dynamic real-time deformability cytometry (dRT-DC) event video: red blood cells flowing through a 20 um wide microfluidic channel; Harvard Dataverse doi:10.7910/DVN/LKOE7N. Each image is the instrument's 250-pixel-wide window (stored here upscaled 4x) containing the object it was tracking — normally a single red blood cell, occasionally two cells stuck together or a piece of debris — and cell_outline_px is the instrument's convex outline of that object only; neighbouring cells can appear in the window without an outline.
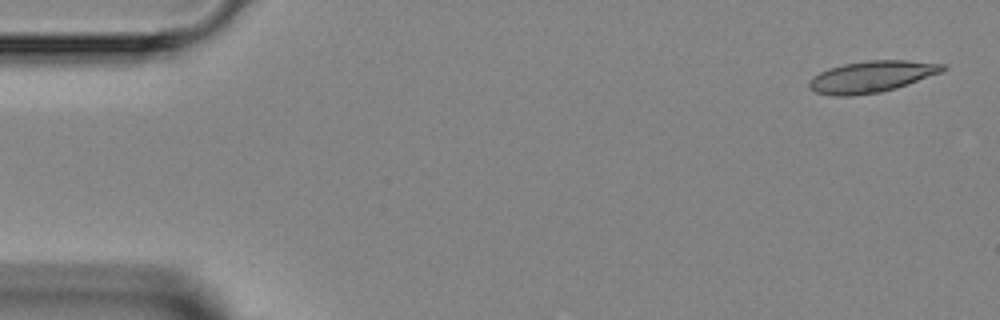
{"species": "Egyptian fruit bat (a non-hibernating species)", "species_latin": "Rousettus aegyptiacus", "temperature_condition": "room temperature", "stored_images_in_passage": 6, "camera_frame_rate_fps": 3000, "um_per_image_px": 0.085, "animal": {"sex": "female"}, "frame": {"image": 1, "passage_image": 1, "time_ms": 0.0, "image_size_px": [1000, 320], "cell_outline_px": [[948, 68], [940, 72], [908, 84], [896, 88], [880, 92], [852, 96], [832, 96], [816, 92], [808, 88], [808, 80], [812, 76], [828, 68], [844, 64], [868, 60], [908, 60], [948, 64]], "centroid_in_image_um": [74.06, 6.51], "position_along_channel_um": 10.9, "area_um2": 24.68}}
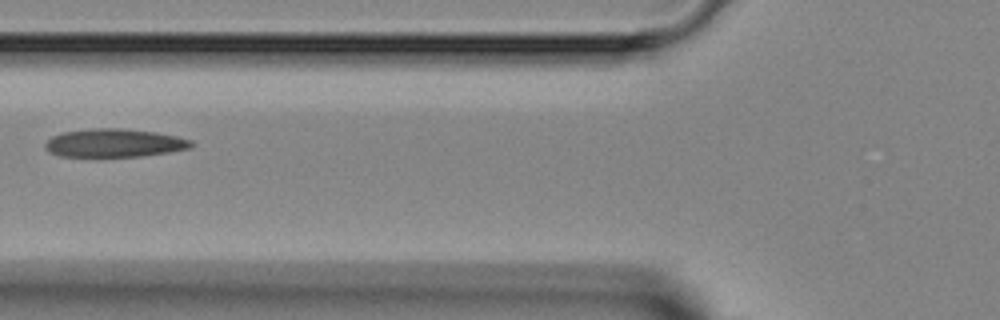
{"frame": {"image": 2, "passage_image": 5, "time_ms": 5.333, "image_size_px": [1000, 320], "cell_outline_px": [[192, 148], [168, 152], [140, 156], [60, 156], [48, 152], [44, 148], [44, 144], [52, 136], [64, 132], [92, 128], [120, 128], [156, 132], [176, 136], [192, 140]], "centroid_in_image_um": [9.7, 12.15], "position_along_channel_um": 116.1, "area_um2": 23.99}}
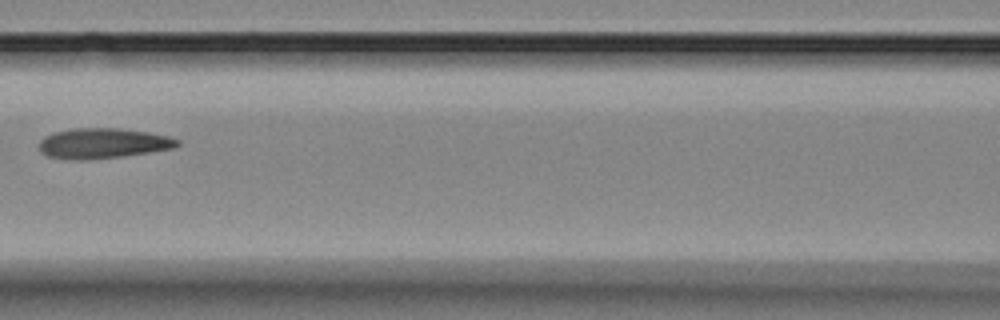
{"frame": {"image": 3, "passage_image": 6, "time_ms": 6.333, "image_size_px": [1000, 320], "cell_outline_px": [[180, 144], [176, 148], [124, 156], [88, 160], [68, 160], [48, 156], [40, 152], [40, 140], [44, 136], [56, 132], [72, 128], [120, 128], [148, 132], [168, 136], [180, 140]], "centroid_in_image_um": [8.76, 12.19], "position_along_channel_um": 157.8, "area_um2": 24.62}}